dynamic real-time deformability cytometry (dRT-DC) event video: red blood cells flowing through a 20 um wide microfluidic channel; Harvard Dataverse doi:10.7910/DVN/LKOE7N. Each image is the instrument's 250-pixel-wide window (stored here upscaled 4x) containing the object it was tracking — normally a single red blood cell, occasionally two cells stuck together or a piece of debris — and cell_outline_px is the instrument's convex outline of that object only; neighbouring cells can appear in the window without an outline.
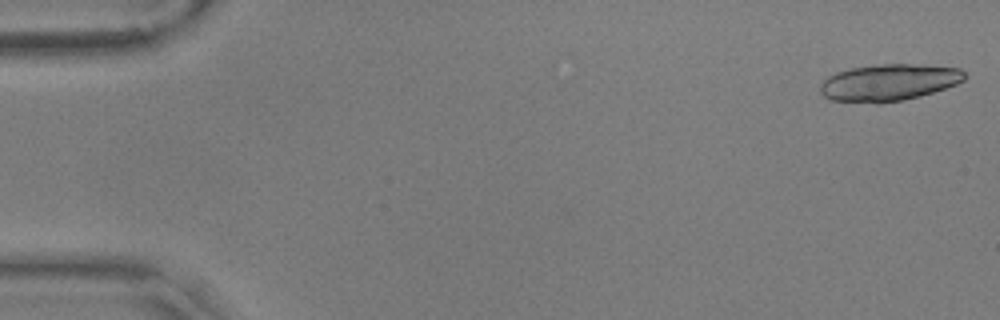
{"species": "common noctule bat (a hibernating species)", "species_latin": "Nyctalus noctula", "temperature_condition": "warm", "stored_images_in_passage": 19, "camera_frame_rate_fps": 3000, "um_per_image_px": 0.085, "animal": {"sex": "male", "body_mass_g": 17.9, "forearm_length_mm": 54.2}, "frame": {"image": 1, "passage_image": 1, "time_ms": 0.0, "image_size_px": [1000, 320], "cell_outline_px": [[964, 80], [956, 84], [920, 96], [880, 104], [876, 104], [832, 100], [824, 96], [820, 92], [820, 84], [828, 76], [836, 72], [852, 68], [880, 64], [920, 64], [960, 68], [964, 72]], "centroid_in_image_um": [75.52, 7.01], "position_along_channel_um": 9.5, "area_um2": 30.92}}
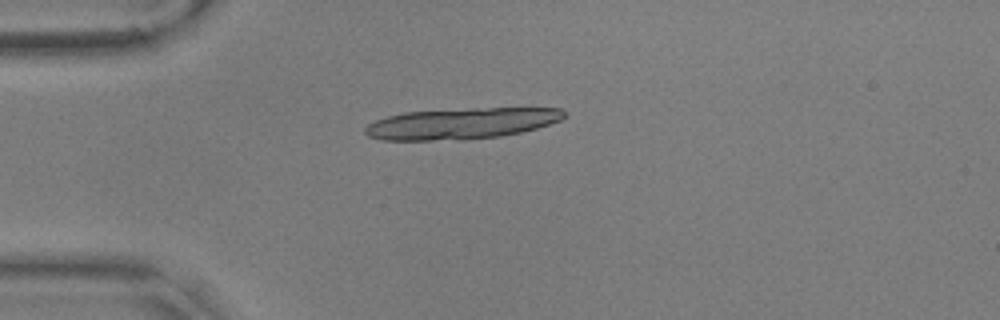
{"frame": {"image": 2, "passage_image": 14, "time_ms": 4.333, "image_size_px": [1000, 320], "cell_outline_px": [[564, 116], [560, 120], [536, 128], [520, 132], [500, 136], [460, 140], [380, 140], [368, 136], [364, 132], [364, 128], [368, 124], [376, 120], [388, 116], [404, 112], [472, 108], [564, 108]], "centroid_in_image_um": [39.18, 10.5], "position_along_channel_um": 45.8, "area_um2": 36.01}}